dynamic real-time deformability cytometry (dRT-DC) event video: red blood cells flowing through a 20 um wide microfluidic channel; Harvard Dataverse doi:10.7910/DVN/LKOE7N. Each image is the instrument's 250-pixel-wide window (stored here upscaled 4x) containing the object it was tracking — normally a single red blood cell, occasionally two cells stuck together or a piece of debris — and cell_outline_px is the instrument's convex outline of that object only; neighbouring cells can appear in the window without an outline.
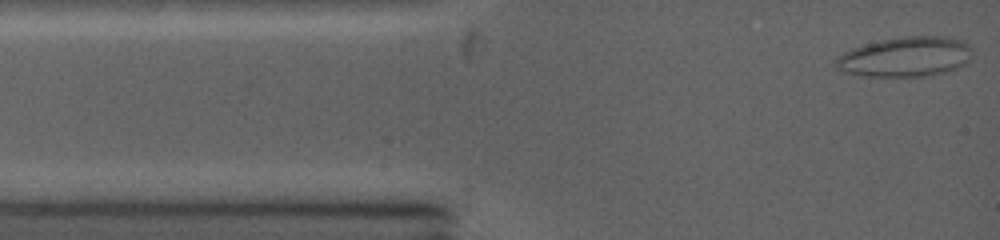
{"species": "common noctule bat (a hibernating species)", "species_latin": "Nyctalus noctula", "temperature_condition": "warm", "stored_images_in_passage": 21, "camera_frame_rate_fps": 5000, "um_per_image_px": 0.085, "animal": {"sex": "female", "body_mass_g": 19.0, "forearm_length_mm": 53.3}, "frame": {"image": 1, "passage_image": 1, "time_ms": 0.0, "image_size_px": [1000, 240], "cell_outline_px": [[972, 48], [956, 64], [948, 68], [936, 72], [912, 76], [876, 76], [852, 72], [836, 64], [836, 60], [844, 52], [868, 44], [888, 40], [916, 36], [932, 36], [964, 40]], "centroid_in_image_um": [76.91, 4.79], "position_along_channel_um": 8.1, "area_um2": 28.84}}
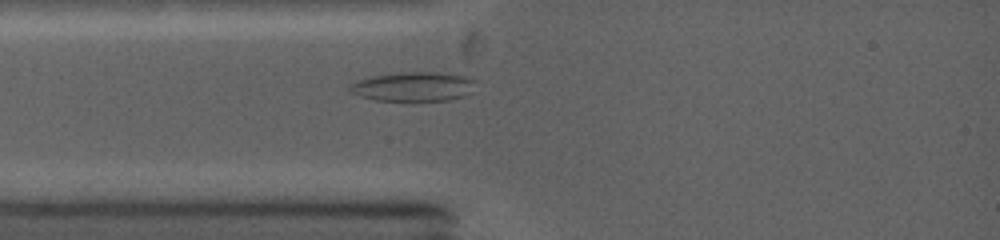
{"frame": {"image": 2, "passage_image": 12, "time_ms": 2.4, "image_size_px": [1000, 240], "cell_outline_px": [[472, 80], [460, 96], [448, 100], [376, 100], [352, 92], [352, 84], [360, 80], [372, 76], [412, 72], [428, 72], [460, 76]], "centroid_in_image_um": [35.01, 7.36], "position_along_channel_um": 50.0, "area_um2": 19.71}}
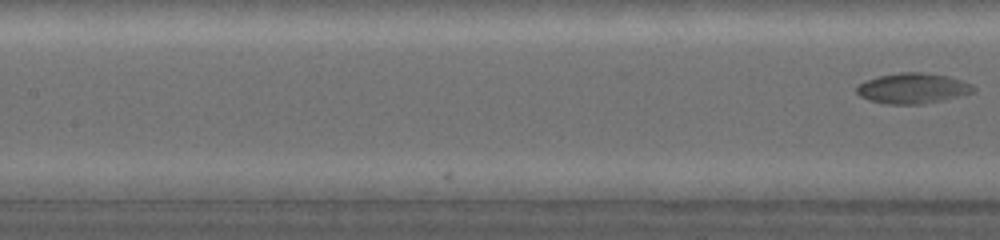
{"frame": {"image": 3, "passage_image": 21, "time_ms": 4.4, "image_size_px": [1000, 240], "cell_outline_px": [[972, 92], [956, 96], [920, 104], [888, 104], [872, 100], [860, 96], [856, 92], [856, 88], [860, 84], [868, 80], [880, 76], [900, 72], [924, 72], [944, 76], [968, 84], [972, 88]], "centroid_in_image_um": [77.48, 7.5], "position_along_channel_um": 129.9, "area_um2": 19.71}}